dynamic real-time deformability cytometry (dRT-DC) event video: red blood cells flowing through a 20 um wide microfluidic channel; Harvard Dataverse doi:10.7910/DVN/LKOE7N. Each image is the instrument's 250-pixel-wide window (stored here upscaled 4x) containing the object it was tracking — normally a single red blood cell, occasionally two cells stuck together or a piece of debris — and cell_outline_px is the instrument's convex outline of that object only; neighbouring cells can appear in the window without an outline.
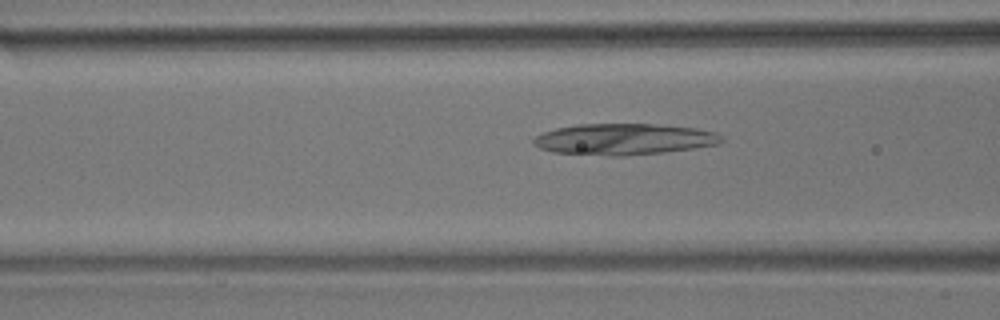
{"species": "common noctule bat (a hibernating species)", "species_latin": "Nyctalus noctula", "temperature_condition": "room temperature", "stored_images_in_passage": 56, "camera_frame_rate_fps": 3000, "um_per_image_px": 0.085, "animal": {"sex": "male", "body_mass_g": 17.9}, "frame": {"image": 1, "passage_image": 21, "time_ms": 6.667, "image_size_px": [1000, 320], "cell_outline_px": [[724, 140], [720, 144], [664, 152], [624, 156], [612, 156], [552, 152], [540, 148], [532, 144], [532, 140], [536, 136], [544, 132], [556, 128], [576, 124], [652, 124], [696, 128], [716, 132]], "centroid_in_image_um": [53.02, 11.83], "position_along_channel_um": 113.6, "area_um2": 34.22}}
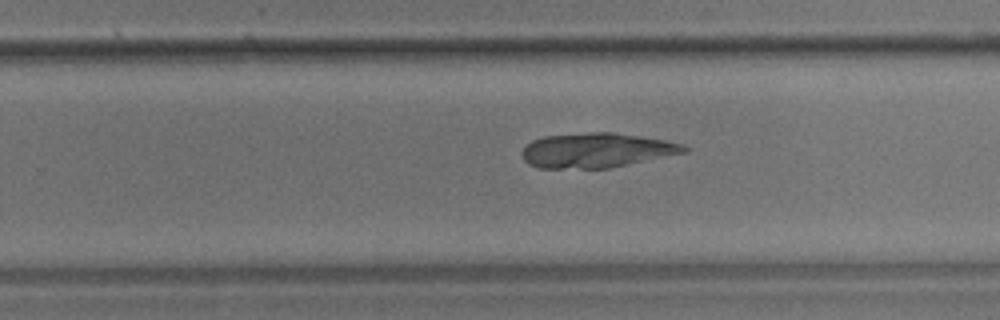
{"frame": {"image": 2, "passage_image": 35, "time_ms": 11.333, "image_size_px": [1000, 320], "cell_outline_px": [[688, 152], [608, 168], [540, 168], [528, 164], [524, 160], [520, 152], [532, 140], [544, 136], [592, 132], [616, 132], [664, 140], [684, 144], [688, 148]], "centroid_in_image_um": [50.7, 12.77], "position_along_channel_um": 279.1, "area_um2": 32.71}}
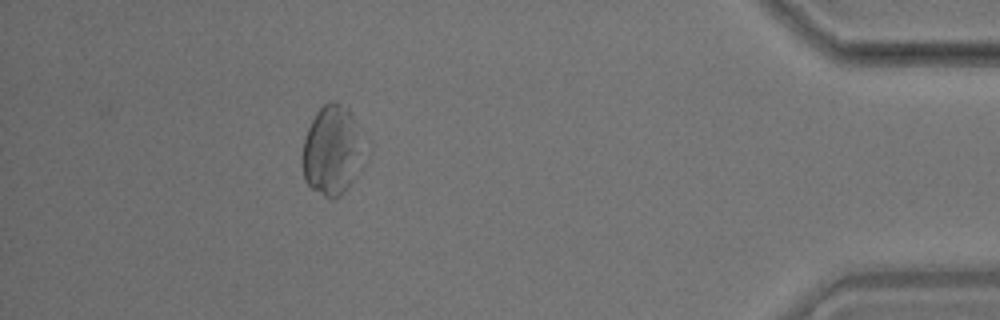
{"frame": {"image": 3, "passage_image": 50, "time_ms": 16.333, "image_size_px": [1000, 320], "cell_outline_px": [[372, 152], [356, 176], [344, 192], [336, 200], [332, 200], [324, 196], [312, 188], [304, 180], [300, 156], [304, 140], [308, 128], [316, 112], [328, 100], [332, 100], [348, 104], [372, 148]], "centroid_in_image_um": [28.36, 12.74], "position_along_channel_um": 406.8, "area_um2": 34.8}}